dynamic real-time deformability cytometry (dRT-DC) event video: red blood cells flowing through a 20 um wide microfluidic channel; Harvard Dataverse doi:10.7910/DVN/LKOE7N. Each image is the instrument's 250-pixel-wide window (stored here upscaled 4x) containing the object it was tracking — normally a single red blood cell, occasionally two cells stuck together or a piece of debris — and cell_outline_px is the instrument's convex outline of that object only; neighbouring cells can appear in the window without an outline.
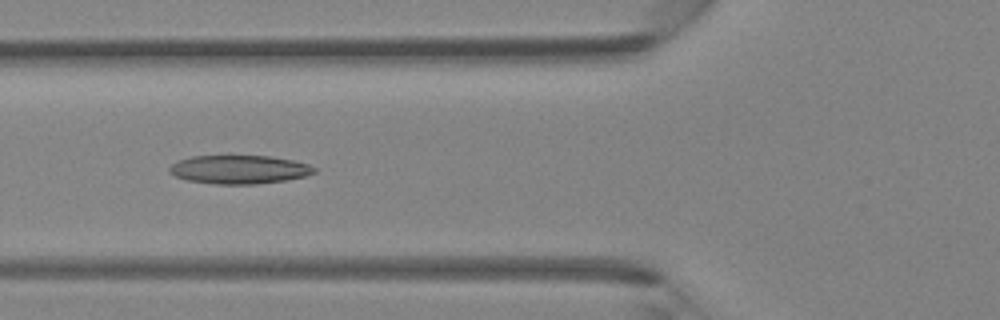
{"species": "Egyptian fruit bat (a non-hibernating species)", "species_latin": "Rousettus aegyptiacus", "temperature_condition": "room temperature", "stored_images_in_passage": 41, "camera_frame_rate_fps": 3000, "um_per_image_px": 0.085, "animal": {"sex": "female"}, "frame": {"image": 1, "passage_image": 15, "time_ms": 4.667, "image_size_px": [1000, 320], "cell_outline_px": [[316, 172], [304, 176], [288, 180], [256, 184], [216, 184], [188, 180], [176, 176], [168, 172], [168, 168], [172, 164], [180, 160], [192, 156], [268, 156], [292, 160], [308, 164], [316, 168]], "centroid_in_image_um": [20.34, 14.41], "position_along_channel_um": 105.5, "area_um2": 23.99}}
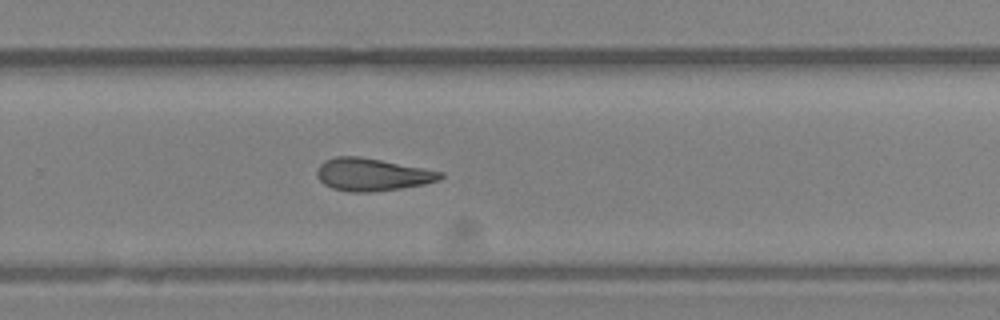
{"frame": {"image": 2, "passage_image": 27, "time_ms": 8.667, "image_size_px": [1000, 320], "cell_outline_px": [[444, 176], [440, 180], [424, 184], [400, 188], [372, 192], [348, 192], [332, 188], [324, 184], [316, 176], [316, 172], [320, 164], [324, 160], [336, 156], [360, 156], [424, 168], [444, 172]], "centroid_in_image_um": [31.62, 14.83], "position_along_channel_um": 298.2, "area_um2": 23.52}}
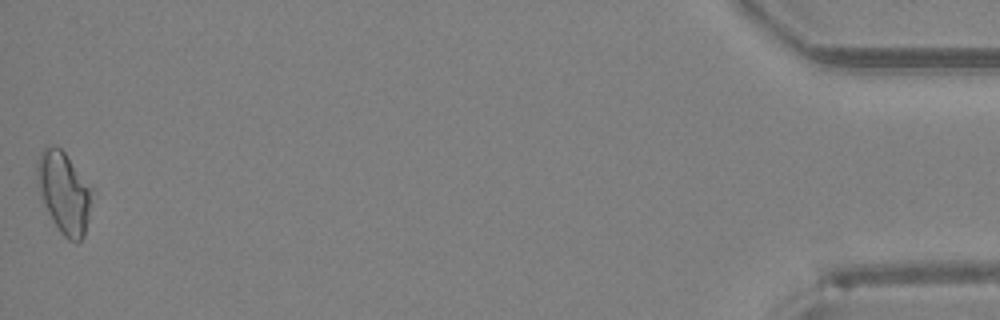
{"frame": {"image": 3, "passage_image": 41, "time_ms": 13.333, "image_size_px": [1000, 320], "cell_outline_px": [[96, 192], [84, 236], [76, 244], [68, 240], [60, 232], [48, 212], [40, 192], [36, 180], [36, 164], [40, 152], [44, 148], [60, 148], [64, 152]], "centroid_in_image_um": [5.49, 16.41], "position_along_channel_um": 429.7, "area_um2": 26.24}}